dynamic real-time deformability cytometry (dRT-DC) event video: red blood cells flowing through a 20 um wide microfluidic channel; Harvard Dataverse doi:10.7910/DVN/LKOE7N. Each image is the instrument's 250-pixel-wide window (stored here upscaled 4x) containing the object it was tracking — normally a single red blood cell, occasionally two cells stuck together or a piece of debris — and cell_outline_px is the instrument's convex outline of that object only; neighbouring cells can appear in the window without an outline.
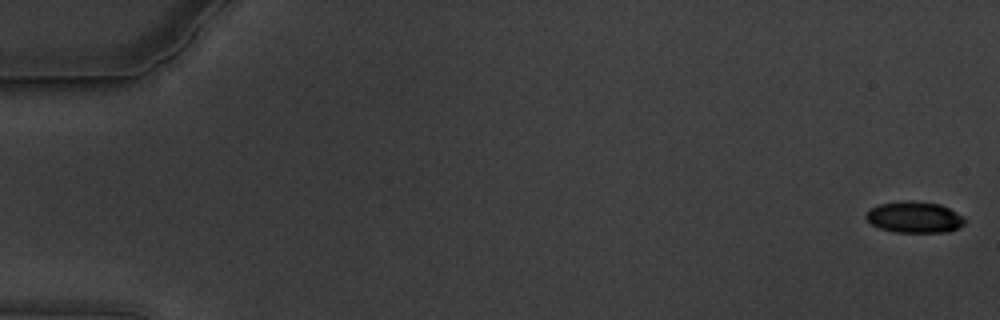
{"species": "common noctule bat (a hibernating species)", "species_latin": "Nyctalus noctula", "temperature_condition": "warm", "stored_images_in_passage": 61, "camera_frame_rate_fps": 3000, "um_per_image_px": 0.085, "animal": {"sex": "male", "body_mass_g": 19.5, "forearm_length_mm": 54.6}, "frame": {"image": 1, "passage_image": 1, "time_ms": 0.0, "image_size_px": [1000, 320], "cell_outline_px": [[968, 220], [960, 228], [948, 232], [896, 232], [880, 228], [872, 224], [864, 216], [872, 208], [880, 204], [904, 200], [912, 200], [940, 204], [956, 212]], "centroid_in_image_um": [77.77, 18.46], "position_along_channel_um": 7.2, "area_um2": 18.03}}
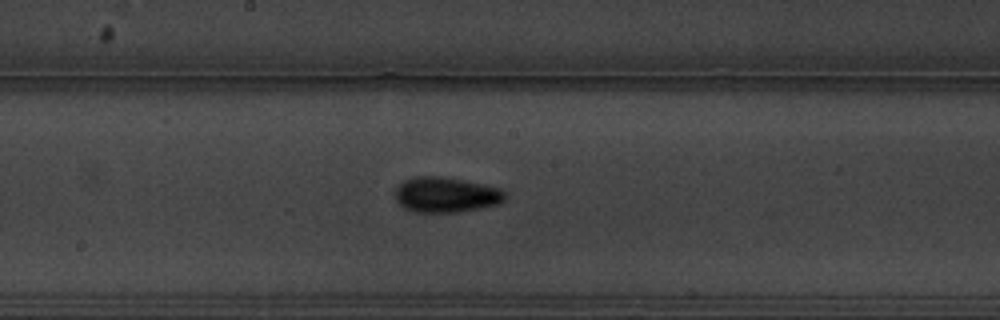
{"frame": {"image": 2, "passage_image": 33, "time_ms": 10.667, "image_size_px": [1000, 320], "cell_outline_px": [[508, 196], [500, 204], [480, 208], [456, 212], [412, 212], [404, 208], [396, 200], [396, 188], [404, 180], [412, 176], [440, 176], [464, 180], [484, 184], [500, 188]], "centroid_in_image_um": [37.92, 16.55], "position_along_channel_um": 210.3, "area_um2": 22.77}}
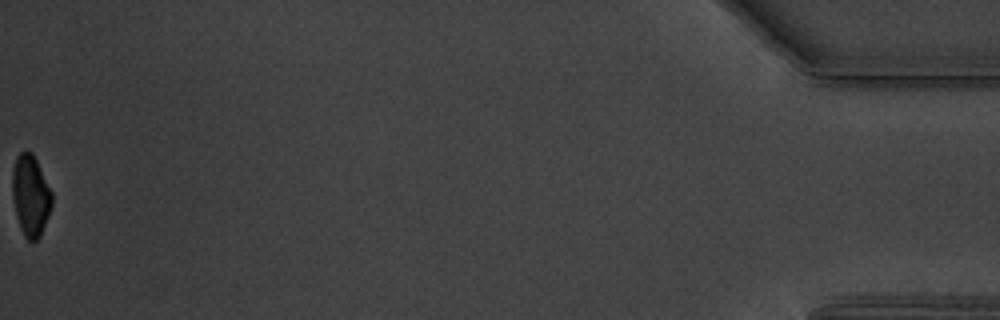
{"frame": {"image": 3, "passage_image": 61, "time_ms": 20.0, "image_size_px": [1000, 320], "cell_outline_px": [[52, 204], [48, 216], [40, 236], [36, 240], [28, 240], [24, 236], [20, 228], [16, 216], [12, 196], [12, 168], [16, 156], [20, 152], [32, 152], [52, 192]], "centroid_in_image_um": [2.58, 16.61], "position_along_channel_um": 432.6, "area_um2": 18.67}, "authors_computed_cell_mechanics": {"area_um2": 20.519, "velocity_mm_per_s": 3.4016, "shape_relaxation_time_tau1_ms": 3.7293, "shape_relaxation_time_tau2_ms": 2.6389, "deformation_change_tau1": 0.1131, "deformation_change_tau2": 0.0739}}